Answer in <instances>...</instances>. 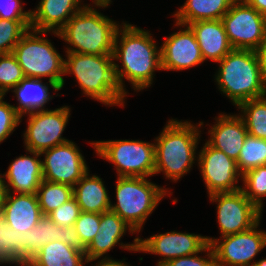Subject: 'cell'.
<instances>
[{
	"label": "cell",
	"instance_id": "obj_11",
	"mask_svg": "<svg viewBox=\"0 0 266 266\" xmlns=\"http://www.w3.org/2000/svg\"><path fill=\"white\" fill-rule=\"evenodd\" d=\"M260 221L251 229L221 237H206L213 249L216 266H252L251 260L266 247V232L258 230Z\"/></svg>",
	"mask_w": 266,
	"mask_h": 266
},
{
	"label": "cell",
	"instance_id": "obj_37",
	"mask_svg": "<svg viewBox=\"0 0 266 266\" xmlns=\"http://www.w3.org/2000/svg\"><path fill=\"white\" fill-rule=\"evenodd\" d=\"M0 95V144L7 139L21 122L22 117L16 112L14 105L3 101Z\"/></svg>",
	"mask_w": 266,
	"mask_h": 266
},
{
	"label": "cell",
	"instance_id": "obj_9",
	"mask_svg": "<svg viewBox=\"0 0 266 266\" xmlns=\"http://www.w3.org/2000/svg\"><path fill=\"white\" fill-rule=\"evenodd\" d=\"M233 49L256 50L266 35V17L243 0H235L222 17Z\"/></svg>",
	"mask_w": 266,
	"mask_h": 266
},
{
	"label": "cell",
	"instance_id": "obj_13",
	"mask_svg": "<svg viewBox=\"0 0 266 266\" xmlns=\"http://www.w3.org/2000/svg\"><path fill=\"white\" fill-rule=\"evenodd\" d=\"M210 201L218 202L217 218L221 237L251 229L261 219V211L245 196L242 190L213 193Z\"/></svg>",
	"mask_w": 266,
	"mask_h": 266
},
{
	"label": "cell",
	"instance_id": "obj_25",
	"mask_svg": "<svg viewBox=\"0 0 266 266\" xmlns=\"http://www.w3.org/2000/svg\"><path fill=\"white\" fill-rule=\"evenodd\" d=\"M73 197L82 212L101 214L110 210L111 200L102 179L96 175L90 177L89 172L74 185Z\"/></svg>",
	"mask_w": 266,
	"mask_h": 266
},
{
	"label": "cell",
	"instance_id": "obj_16",
	"mask_svg": "<svg viewBox=\"0 0 266 266\" xmlns=\"http://www.w3.org/2000/svg\"><path fill=\"white\" fill-rule=\"evenodd\" d=\"M176 26L185 29L168 36L161 45L162 70L182 71L204 62L195 35L188 25L176 22Z\"/></svg>",
	"mask_w": 266,
	"mask_h": 266
},
{
	"label": "cell",
	"instance_id": "obj_39",
	"mask_svg": "<svg viewBox=\"0 0 266 266\" xmlns=\"http://www.w3.org/2000/svg\"><path fill=\"white\" fill-rule=\"evenodd\" d=\"M207 259L197 256L199 253L182 256L168 261L163 266H216L214 252L210 244L207 245Z\"/></svg>",
	"mask_w": 266,
	"mask_h": 266
},
{
	"label": "cell",
	"instance_id": "obj_29",
	"mask_svg": "<svg viewBox=\"0 0 266 266\" xmlns=\"http://www.w3.org/2000/svg\"><path fill=\"white\" fill-rule=\"evenodd\" d=\"M36 194L43 216H48L73 198V187L68 184L42 180Z\"/></svg>",
	"mask_w": 266,
	"mask_h": 266
},
{
	"label": "cell",
	"instance_id": "obj_26",
	"mask_svg": "<svg viewBox=\"0 0 266 266\" xmlns=\"http://www.w3.org/2000/svg\"><path fill=\"white\" fill-rule=\"evenodd\" d=\"M235 0H186L173 15L176 22L188 25L195 21L222 20Z\"/></svg>",
	"mask_w": 266,
	"mask_h": 266
},
{
	"label": "cell",
	"instance_id": "obj_40",
	"mask_svg": "<svg viewBox=\"0 0 266 266\" xmlns=\"http://www.w3.org/2000/svg\"><path fill=\"white\" fill-rule=\"evenodd\" d=\"M255 52L258 56L259 65L261 68V74L266 83V35H265L264 40L260 43L258 48L255 50Z\"/></svg>",
	"mask_w": 266,
	"mask_h": 266
},
{
	"label": "cell",
	"instance_id": "obj_45",
	"mask_svg": "<svg viewBox=\"0 0 266 266\" xmlns=\"http://www.w3.org/2000/svg\"><path fill=\"white\" fill-rule=\"evenodd\" d=\"M252 266H266V258L253 262Z\"/></svg>",
	"mask_w": 266,
	"mask_h": 266
},
{
	"label": "cell",
	"instance_id": "obj_21",
	"mask_svg": "<svg viewBox=\"0 0 266 266\" xmlns=\"http://www.w3.org/2000/svg\"><path fill=\"white\" fill-rule=\"evenodd\" d=\"M188 26L195 35L204 61L219 62L233 50L222 20L195 21Z\"/></svg>",
	"mask_w": 266,
	"mask_h": 266
},
{
	"label": "cell",
	"instance_id": "obj_15",
	"mask_svg": "<svg viewBox=\"0 0 266 266\" xmlns=\"http://www.w3.org/2000/svg\"><path fill=\"white\" fill-rule=\"evenodd\" d=\"M42 160L43 180L74 185L89 171L78 147L74 142L54 146L40 153Z\"/></svg>",
	"mask_w": 266,
	"mask_h": 266
},
{
	"label": "cell",
	"instance_id": "obj_10",
	"mask_svg": "<svg viewBox=\"0 0 266 266\" xmlns=\"http://www.w3.org/2000/svg\"><path fill=\"white\" fill-rule=\"evenodd\" d=\"M207 236L171 231L153 235L142 239L137 237L132 244H123L120 247L128 251L148 252L161 255L164 259L158 261L157 266H163L170 260L182 256H189L207 251Z\"/></svg>",
	"mask_w": 266,
	"mask_h": 266
},
{
	"label": "cell",
	"instance_id": "obj_36",
	"mask_svg": "<svg viewBox=\"0 0 266 266\" xmlns=\"http://www.w3.org/2000/svg\"><path fill=\"white\" fill-rule=\"evenodd\" d=\"M80 212V207L77 204L76 199L73 197L68 202L52 211L48 217L56 225L62 226L72 231Z\"/></svg>",
	"mask_w": 266,
	"mask_h": 266
},
{
	"label": "cell",
	"instance_id": "obj_33",
	"mask_svg": "<svg viewBox=\"0 0 266 266\" xmlns=\"http://www.w3.org/2000/svg\"><path fill=\"white\" fill-rule=\"evenodd\" d=\"M99 226L100 214L81 211L71 231V238L85 249L98 233Z\"/></svg>",
	"mask_w": 266,
	"mask_h": 266
},
{
	"label": "cell",
	"instance_id": "obj_19",
	"mask_svg": "<svg viewBox=\"0 0 266 266\" xmlns=\"http://www.w3.org/2000/svg\"><path fill=\"white\" fill-rule=\"evenodd\" d=\"M208 132L210 139L207 142L237 162L248 135L243 119L239 115L219 114Z\"/></svg>",
	"mask_w": 266,
	"mask_h": 266
},
{
	"label": "cell",
	"instance_id": "obj_17",
	"mask_svg": "<svg viewBox=\"0 0 266 266\" xmlns=\"http://www.w3.org/2000/svg\"><path fill=\"white\" fill-rule=\"evenodd\" d=\"M33 157L22 155L14 159L4 175L6 192L34 194L43 180L42 161L38 152L28 151ZM13 189V190H12ZM12 190V191H11Z\"/></svg>",
	"mask_w": 266,
	"mask_h": 266
},
{
	"label": "cell",
	"instance_id": "obj_24",
	"mask_svg": "<svg viewBox=\"0 0 266 266\" xmlns=\"http://www.w3.org/2000/svg\"><path fill=\"white\" fill-rule=\"evenodd\" d=\"M86 263L84 249L74 241L56 240L44 245L26 266H84Z\"/></svg>",
	"mask_w": 266,
	"mask_h": 266
},
{
	"label": "cell",
	"instance_id": "obj_23",
	"mask_svg": "<svg viewBox=\"0 0 266 266\" xmlns=\"http://www.w3.org/2000/svg\"><path fill=\"white\" fill-rule=\"evenodd\" d=\"M56 240L73 241L71 231L56 225L48 216H43L35 227L23 233L22 266H26L44 245Z\"/></svg>",
	"mask_w": 266,
	"mask_h": 266
},
{
	"label": "cell",
	"instance_id": "obj_32",
	"mask_svg": "<svg viewBox=\"0 0 266 266\" xmlns=\"http://www.w3.org/2000/svg\"><path fill=\"white\" fill-rule=\"evenodd\" d=\"M245 196L262 211V198L266 197V165L258 166L242 175Z\"/></svg>",
	"mask_w": 266,
	"mask_h": 266
},
{
	"label": "cell",
	"instance_id": "obj_34",
	"mask_svg": "<svg viewBox=\"0 0 266 266\" xmlns=\"http://www.w3.org/2000/svg\"><path fill=\"white\" fill-rule=\"evenodd\" d=\"M31 29V21L0 18V55L12 53L21 37Z\"/></svg>",
	"mask_w": 266,
	"mask_h": 266
},
{
	"label": "cell",
	"instance_id": "obj_7",
	"mask_svg": "<svg viewBox=\"0 0 266 266\" xmlns=\"http://www.w3.org/2000/svg\"><path fill=\"white\" fill-rule=\"evenodd\" d=\"M115 188L117 202L110 205V210L131 226L135 233L141 231L147 217L168 193L145 177H118Z\"/></svg>",
	"mask_w": 266,
	"mask_h": 266
},
{
	"label": "cell",
	"instance_id": "obj_12",
	"mask_svg": "<svg viewBox=\"0 0 266 266\" xmlns=\"http://www.w3.org/2000/svg\"><path fill=\"white\" fill-rule=\"evenodd\" d=\"M28 114V126L24 133V146L27 151L41 153L70 141L62 137L70 117L68 106Z\"/></svg>",
	"mask_w": 266,
	"mask_h": 266
},
{
	"label": "cell",
	"instance_id": "obj_31",
	"mask_svg": "<svg viewBox=\"0 0 266 266\" xmlns=\"http://www.w3.org/2000/svg\"><path fill=\"white\" fill-rule=\"evenodd\" d=\"M261 165H266V140L248 134L237 160L238 169L243 175Z\"/></svg>",
	"mask_w": 266,
	"mask_h": 266
},
{
	"label": "cell",
	"instance_id": "obj_43",
	"mask_svg": "<svg viewBox=\"0 0 266 266\" xmlns=\"http://www.w3.org/2000/svg\"><path fill=\"white\" fill-rule=\"evenodd\" d=\"M4 175H0V210L2 208V204H3V201L5 199V195H6V181L5 179L3 178Z\"/></svg>",
	"mask_w": 266,
	"mask_h": 266
},
{
	"label": "cell",
	"instance_id": "obj_42",
	"mask_svg": "<svg viewBox=\"0 0 266 266\" xmlns=\"http://www.w3.org/2000/svg\"><path fill=\"white\" fill-rule=\"evenodd\" d=\"M96 266H128L122 261H115L105 256L102 260L98 261Z\"/></svg>",
	"mask_w": 266,
	"mask_h": 266
},
{
	"label": "cell",
	"instance_id": "obj_18",
	"mask_svg": "<svg viewBox=\"0 0 266 266\" xmlns=\"http://www.w3.org/2000/svg\"><path fill=\"white\" fill-rule=\"evenodd\" d=\"M1 210L6 224L19 233H26L37 225L43 217L37 194L6 192Z\"/></svg>",
	"mask_w": 266,
	"mask_h": 266
},
{
	"label": "cell",
	"instance_id": "obj_44",
	"mask_svg": "<svg viewBox=\"0 0 266 266\" xmlns=\"http://www.w3.org/2000/svg\"><path fill=\"white\" fill-rule=\"evenodd\" d=\"M96 7H108V5L112 2L111 0H92Z\"/></svg>",
	"mask_w": 266,
	"mask_h": 266
},
{
	"label": "cell",
	"instance_id": "obj_38",
	"mask_svg": "<svg viewBox=\"0 0 266 266\" xmlns=\"http://www.w3.org/2000/svg\"><path fill=\"white\" fill-rule=\"evenodd\" d=\"M0 18L15 21H31V10L23 11L20 0H0Z\"/></svg>",
	"mask_w": 266,
	"mask_h": 266
},
{
	"label": "cell",
	"instance_id": "obj_4",
	"mask_svg": "<svg viewBox=\"0 0 266 266\" xmlns=\"http://www.w3.org/2000/svg\"><path fill=\"white\" fill-rule=\"evenodd\" d=\"M218 63L215 80L235 106L266 95V83L254 50L233 49Z\"/></svg>",
	"mask_w": 266,
	"mask_h": 266
},
{
	"label": "cell",
	"instance_id": "obj_35",
	"mask_svg": "<svg viewBox=\"0 0 266 266\" xmlns=\"http://www.w3.org/2000/svg\"><path fill=\"white\" fill-rule=\"evenodd\" d=\"M25 78L23 69L12 53L0 55V95L16 87Z\"/></svg>",
	"mask_w": 266,
	"mask_h": 266
},
{
	"label": "cell",
	"instance_id": "obj_8",
	"mask_svg": "<svg viewBox=\"0 0 266 266\" xmlns=\"http://www.w3.org/2000/svg\"><path fill=\"white\" fill-rule=\"evenodd\" d=\"M97 155L113 163L118 177H149L155 171V144L140 140L91 142Z\"/></svg>",
	"mask_w": 266,
	"mask_h": 266
},
{
	"label": "cell",
	"instance_id": "obj_14",
	"mask_svg": "<svg viewBox=\"0 0 266 266\" xmlns=\"http://www.w3.org/2000/svg\"><path fill=\"white\" fill-rule=\"evenodd\" d=\"M197 159L209 195L241 190L236 185L238 178H242L237 162L224 152L206 142Z\"/></svg>",
	"mask_w": 266,
	"mask_h": 266
},
{
	"label": "cell",
	"instance_id": "obj_28",
	"mask_svg": "<svg viewBox=\"0 0 266 266\" xmlns=\"http://www.w3.org/2000/svg\"><path fill=\"white\" fill-rule=\"evenodd\" d=\"M238 109L249 135L266 140V95L240 103Z\"/></svg>",
	"mask_w": 266,
	"mask_h": 266
},
{
	"label": "cell",
	"instance_id": "obj_20",
	"mask_svg": "<svg viewBox=\"0 0 266 266\" xmlns=\"http://www.w3.org/2000/svg\"><path fill=\"white\" fill-rule=\"evenodd\" d=\"M80 3V0H41L36 10H31V30L59 32L73 15L89 7Z\"/></svg>",
	"mask_w": 266,
	"mask_h": 266
},
{
	"label": "cell",
	"instance_id": "obj_41",
	"mask_svg": "<svg viewBox=\"0 0 266 266\" xmlns=\"http://www.w3.org/2000/svg\"><path fill=\"white\" fill-rule=\"evenodd\" d=\"M255 8L262 16L266 17V0H243Z\"/></svg>",
	"mask_w": 266,
	"mask_h": 266
},
{
	"label": "cell",
	"instance_id": "obj_30",
	"mask_svg": "<svg viewBox=\"0 0 266 266\" xmlns=\"http://www.w3.org/2000/svg\"><path fill=\"white\" fill-rule=\"evenodd\" d=\"M23 233L10 228L0 210V264H16L22 266Z\"/></svg>",
	"mask_w": 266,
	"mask_h": 266
},
{
	"label": "cell",
	"instance_id": "obj_2",
	"mask_svg": "<svg viewBox=\"0 0 266 266\" xmlns=\"http://www.w3.org/2000/svg\"><path fill=\"white\" fill-rule=\"evenodd\" d=\"M190 122L175 119L168 121L161 134L156 138L155 144V174L164 172L166 178L179 180L189 172L196 160L199 127Z\"/></svg>",
	"mask_w": 266,
	"mask_h": 266
},
{
	"label": "cell",
	"instance_id": "obj_3",
	"mask_svg": "<svg viewBox=\"0 0 266 266\" xmlns=\"http://www.w3.org/2000/svg\"><path fill=\"white\" fill-rule=\"evenodd\" d=\"M66 53L64 75L73 74L86 96L105 105L124 107L126 95L116 81L113 55Z\"/></svg>",
	"mask_w": 266,
	"mask_h": 266
},
{
	"label": "cell",
	"instance_id": "obj_5",
	"mask_svg": "<svg viewBox=\"0 0 266 266\" xmlns=\"http://www.w3.org/2000/svg\"><path fill=\"white\" fill-rule=\"evenodd\" d=\"M119 25L92 7H84L54 34L72 47L66 52L78 54L113 55Z\"/></svg>",
	"mask_w": 266,
	"mask_h": 266
},
{
	"label": "cell",
	"instance_id": "obj_1",
	"mask_svg": "<svg viewBox=\"0 0 266 266\" xmlns=\"http://www.w3.org/2000/svg\"><path fill=\"white\" fill-rule=\"evenodd\" d=\"M154 42L148 31L129 23H123V27L118 28L113 47V59L120 60L122 68L114 63V72L117 84L124 95L127 91L124 89L122 78L131 82L134 90L139 91L152 84L156 69L162 70L161 48L158 49Z\"/></svg>",
	"mask_w": 266,
	"mask_h": 266
},
{
	"label": "cell",
	"instance_id": "obj_22",
	"mask_svg": "<svg viewBox=\"0 0 266 266\" xmlns=\"http://www.w3.org/2000/svg\"><path fill=\"white\" fill-rule=\"evenodd\" d=\"M129 229L135 231L119 215L109 210L100 214L98 233L84 249L87 262L97 260L118 244L122 236Z\"/></svg>",
	"mask_w": 266,
	"mask_h": 266
},
{
	"label": "cell",
	"instance_id": "obj_27",
	"mask_svg": "<svg viewBox=\"0 0 266 266\" xmlns=\"http://www.w3.org/2000/svg\"><path fill=\"white\" fill-rule=\"evenodd\" d=\"M17 97L19 106H14L16 112L22 117L24 114L45 110V104L52 99L49 86L41 79L25 77L12 88Z\"/></svg>",
	"mask_w": 266,
	"mask_h": 266
},
{
	"label": "cell",
	"instance_id": "obj_6",
	"mask_svg": "<svg viewBox=\"0 0 266 266\" xmlns=\"http://www.w3.org/2000/svg\"><path fill=\"white\" fill-rule=\"evenodd\" d=\"M33 31V32H32ZM29 29L14 47L12 54L23 69L25 77H49V85L59 91L64 85V58L55 50L50 40L39 37L47 32Z\"/></svg>",
	"mask_w": 266,
	"mask_h": 266
}]
</instances>
